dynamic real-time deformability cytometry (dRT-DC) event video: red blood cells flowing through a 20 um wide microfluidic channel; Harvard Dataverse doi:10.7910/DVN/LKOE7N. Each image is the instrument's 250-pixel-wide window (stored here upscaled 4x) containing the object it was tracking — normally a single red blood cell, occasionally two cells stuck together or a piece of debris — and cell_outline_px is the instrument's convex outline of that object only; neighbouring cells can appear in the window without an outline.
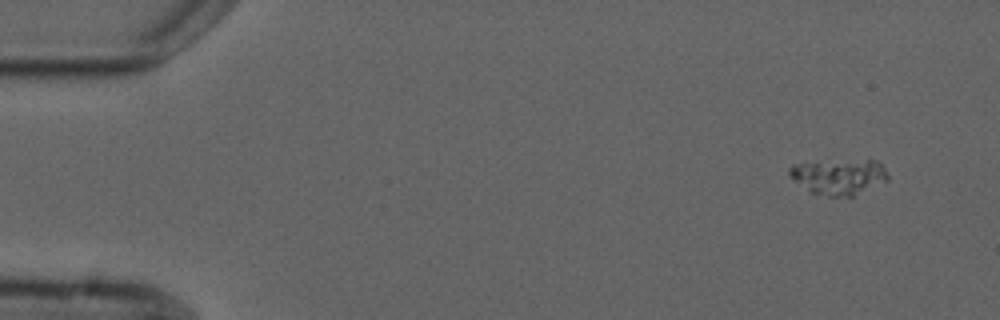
{"species": "common noctule bat (a hibernating species)", "species_latin": "Nyctalus noctula", "temperature_condition": "cold", "stored_images_in_passage": 7, "camera_frame_rate_fps": 3000, "um_per_image_px": 0.085, "animal": {"sex": "male", "forearm_length_mm": 52.5}, "frame": {"image": 1, "passage_image": 1, "time_ms": 0.0, "image_size_px": [1000, 320], "cell_outline_px": [[888, 180], [852, 196], [828, 196], [812, 192], [796, 180], [788, 172], [788, 168], [792, 164], [868, 160], [876, 160], [884, 168], [888, 176]], "centroid_in_image_um": [71.34, 15.02], "position_along_channel_um": 13.7, "area_um2": 19.54}}
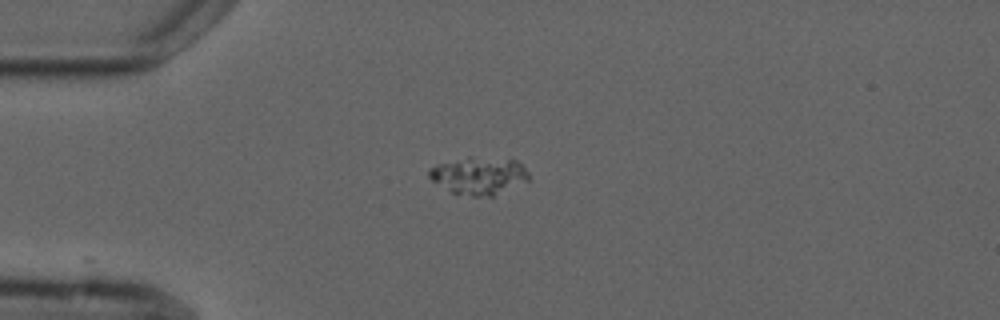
{"frame": {"image": 2, "passage_image": 4, "time_ms": 3.333, "image_size_px": [1000, 320], "cell_outline_px": [[528, 180], [492, 196], [472, 196], [452, 192], [432, 180], [428, 176], [428, 168], [440, 164], [468, 156], [516, 160], [528, 172]], "centroid_in_image_um": [40.68, 14.92], "position_along_channel_um": 44.3, "area_um2": 21.33}}
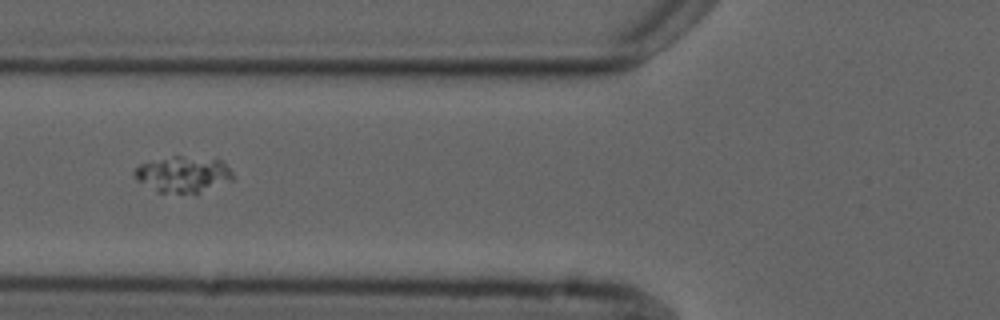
{"frame": {"image": 3, "passage_image": 6, "time_ms": 5.667, "image_size_px": [1000, 320], "cell_outline_px": [[236, 176], [232, 180], [196, 196], [156, 192], [136, 180], [132, 172], [140, 164], [172, 156], [184, 156], [224, 160]], "centroid_in_image_um": [15.62, 14.87], "position_along_channel_um": 110.2, "area_um2": 21.62}}